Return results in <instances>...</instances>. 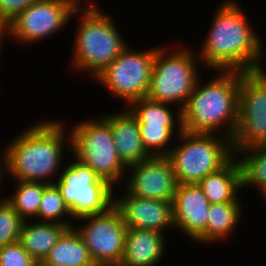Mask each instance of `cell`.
I'll return each mask as SVG.
<instances>
[{"mask_svg":"<svg viewBox=\"0 0 266 266\" xmlns=\"http://www.w3.org/2000/svg\"><path fill=\"white\" fill-rule=\"evenodd\" d=\"M163 233L150 229L127 228L119 266H156L166 252ZM159 262V263H158Z\"/></svg>","mask_w":266,"mask_h":266,"instance_id":"obj_17","label":"cell"},{"mask_svg":"<svg viewBox=\"0 0 266 266\" xmlns=\"http://www.w3.org/2000/svg\"><path fill=\"white\" fill-rule=\"evenodd\" d=\"M237 108L238 125L232 139L234 155L243 149L265 147L266 89L250 72H242Z\"/></svg>","mask_w":266,"mask_h":266,"instance_id":"obj_12","label":"cell"},{"mask_svg":"<svg viewBox=\"0 0 266 266\" xmlns=\"http://www.w3.org/2000/svg\"><path fill=\"white\" fill-rule=\"evenodd\" d=\"M24 220L5 200H0V247L18 242Z\"/></svg>","mask_w":266,"mask_h":266,"instance_id":"obj_27","label":"cell"},{"mask_svg":"<svg viewBox=\"0 0 266 266\" xmlns=\"http://www.w3.org/2000/svg\"><path fill=\"white\" fill-rule=\"evenodd\" d=\"M262 198H264L265 199V201L264 202H266V193L263 195V197Z\"/></svg>","mask_w":266,"mask_h":266,"instance_id":"obj_34","label":"cell"},{"mask_svg":"<svg viewBox=\"0 0 266 266\" xmlns=\"http://www.w3.org/2000/svg\"><path fill=\"white\" fill-rule=\"evenodd\" d=\"M17 185L15 192L5 200L14 208V210L25 221L27 219H36L39 204L42 198L44 187L43 182H32L15 180ZM33 217V218H32Z\"/></svg>","mask_w":266,"mask_h":266,"instance_id":"obj_24","label":"cell"},{"mask_svg":"<svg viewBox=\"0 0 266 266\" xmlns=\"http://www.w3.org/2000/svg\"><path fill=\"white\" fill-rule=\"evenodd\" d=\"M22 224L18 242L34 260H43L68 228L52 222H28Z\"/></svg>","mask_w":266,"mask_h":266,"instance_id":"obj_19","label":"cell"},{"mask_svg":"<svg viewBox=\"0 0 266 266\" xmlns=\"http://www.w3.org/2000/svg\"><path fill=\"white\" fill-rule=\"evenodd\" d=\"M209 206L198 184H179L172 201L174 227L189 239L206 244Z\"/></svg>","mask_w":266,"mask_h":266,"instance_id":"obj_14","label":"cell"},{"mask_svg":"<svg viewBox=\"0 0 266 266\" xmlns=\"http://www.w3.org/2000/svg\"><path fill=\"white\" fill-rule=\"evenodd\" d=\"M157 49L133 51L127 46L95 79L129 106L147 95Z\"/></svg>","mask_w":266,"mask_h":266,"instance_id":"obj_9","label":"cell"},{"mask_svg":"<svg viewBox=\"0 0 266 266\" xmlns=\"http://www.w3.org/2000/svg\"><path fill=\"white\" fill-rule=\"evenodd\" d=\"M34 261L19 242L0 247V266H33Z\"/></svg>","mask_w":266,"mask_h":266,"instance_id":"obj_28","label":"cell"},{"mask_svg":"<svg viewBox=\"0 0 266 266\" xmlns=\"http://www.w3.org/2000/svg\"><path fill=\"white\" fill-rule=\"evenodd\" d=\"M88 1L85 7L79 6L82 16L79 27L76 28L72 62L76 70H85L95 78L127 47V44L114 25V20H111L112 16L101 12L102 9L99 5L96 6L94 0Z\"/></svg>","mask_w":266,"mask_h":266,"instance_id":"obj_4","label":"cell"},{"mask_svg":"<svg viewBox=\"0 0 266 266\" xmlns=\"http://www.w3.org/2000/svg\"><path fill=\"white\" fill-rule=\"evenodd\" d=\"M220 4L197 56L205 68L215 72H249L262 61V40L236 0H224Z\"/></svg>","mask_w":266,"mask_h":266,"instance_id":"obj_1","label":"cell"},{"mask_svg":"<svg viewBox=\"0 0 266 266\" xmlns=\"http://www.w3.org/2000/svg\"><path fill=\"white\" fill-rule=\"evenodd\" d=\"M69 216L71 219L73 215L64 202L60 190L55 183L47 184L44 187L42 198L39 204L38 214L36 221L43 220V222H52L65 225L68 228L73 227L68 221H65L64 216Z\"/></svg>","mask_w":266,"mask_h":266,"instance_id":"obj_25","label":"cell"},{"mask_svg":"<svg viewBox=\"0 0 266 266\" xmlns=\"http://www.w3.org/2000/svg\"><path fill=\"white\" fill-rule=\"evenodd\" d=\"M242 171V188L255 186L263 196L266 193V146L240 150L236 156Z\"/></svg>","mask_w":266,"mask_h":266,"instance_id":"obj_23","label":"cell"},{"mask_svg":"<svg viewBox=\"0 0 266 266\" xmlns=\"http://www.w3.org/2000/svg\"><path fill=\"white\" fill-rule=\"evenodd\" d=\"M170 106L172 105L145 97L132 102L128 109L136 117L138 124H148V126L182 125L181 111L176 109L175 114Z\"/></svg>","mask_w":266,"mask_h":266,"instance_id":"obj_22","label":"cell"},{"mask_svg":"<svg viewBox=\"0 0 266 266\" xmlns=\"http://www.w3.org/2000/svg\"><path fill=\"white\" fill-rule=\"evenodd\" d=\"M236 157L197 183L210 204L240 202L237 192L242 189V171L239 158Z\"/></svg>","mask_w":266,"mask_h":266,"instance_id":"obj_18","label":"cell"},{"mask_svg":"<svg viewBox=\"0 0 266 266\" xmlns=\"http://www.w3.org/2000/svg\"><path fill=\"white\" fill-rule=\"evenodd\" d=\"M11 36V27H10V21L6 18H3L0 16V53L2 54V42H4L5 36Z\"/></svg>","mask_w":266,"mask_h":266,"instance_id":"obj_31","label":"cell"},{"mask_svg":"<svg viewBox=\"0 0 266 266\" xmlns=\"http://www.w3.org/2000/svg\"><path fill=\"white\" fill-rule=\"evenodd\" d=\"M77 219L86 220L85 224L73 227L86 243L96 266H119L127 234L120 210L112 205L106 212Z\"/></svg>","mask_w":266,"mask_h":266,"instance_id":"obj_10","label":"cell"},{"mask_svg":"<svg viewBox=\"0 0 266 266\" xmlns=\"http://www.w3.org/2000/svg\"><path fill=\"white\" fill-rule=\"evenodd\" d=\"M70 136L75 158L111 186L121 181L127 166L116 151L111 126L102 116L78 122L72 127Z\"/></svg>","mask_w":266,"mask_h":266,"instance_id":"obj_7","label":"cell"},{"mask_svg":"<svg viewBox=\"0 0 266 266\" xmlns=\"http://www.w3.org/2000/svg\"><path fill=\"white\" fill-rule=\"evenodd\" d=\"M58 175L55 184L73 218L100 214L114 205V186L101 179L89 166L77 158Z\"/></svg>","mask_w":266,"mask_h":266,"instance_id":"obj_8","label":"cell"},{"mask_svg":"<svg viewBox=\"0 0 266 266\" xmlns=\"http://www.w3.org/2000/svg\"><path fill=\"white\" fill-rule=\"evenodd\" d=\"M0 162H1V160H0ZM3 175V164H2V162L0 163V185H1V181L3 182V180L1 179V178H3L4 177V175Z\"/></svg>","mask_w":266,"mask_h":266,"instance_id":"obj_33","label":"cell"},{"mask_svg":"<svg viewBox=\"0 0 266 266\" xmlns=\"http://www.w3.org/2000/svg\"><path fill=\"white\" fill-rule=\"evenodd\" d=\"M241 202L210 204L207 217V243L226 240L238 226L242 212Z\"/></svg>","mask_w":266,"mask_h":266,"instance_id":"obj_21","label":"cell"},{"mask_svg":"<svg viewBox=\"0 0 266 266\" xmlns=\"http://www.w3.org/2000/svg\"><path fill=\"white\" fill-rule=\"evenodd\" d=\"M35 0H0V16L11 21Z\"/></svg>","mask_w":266,"mask_h":266,"instance_id":"obj_29","label":"cell"},{"mask_svg":"<svg viewBox=\"0 0 266 266\" xmlns=\"http://www.w3.org/2000/svg\"><path fill=\"white\" fill-rule=\"evenodd\" d=\"M63 125L41 120L10 141L3 152V174L8 171L14 180L55 183L51 178L60 170L65 143L71 152L70 132L66 134Z\"/></svg>","mask_w":266,"mask_h":266,"instance_id":"obj_2","label":"cell"},{"mask_svg":"<svg viewBox=\"0 0 266 266\" xmlns=\"http://www.w3.org/2000/svg\"><path fill=\"white\" fill-rule=\"evenodd\" d=\"M140 138L146 151L151 156H167L172 148L169 147L173 136L177 131L182 130V125L177 126H148V124H138ZM175 131V132H174Z\"/></svg>","mask_w":266,"mask_h":266,"instance_id":"obj_26","label":"cell"},{"mask_svg":"<svg viewBox=\"0 0 266 266\" xmlns=\"http://www.w3.org/2000/svg\"><path fill=\"white\" fill-rule=\"evenodd\" d=\"M102 117L111 126L116 151L126 166L151 157L140 138L138 121L129 109Z\"/></svg>","mask_w":266,"mask_h":266,"instance_id":"obj_16","label":"cell"},{"mask_svg":"<svg viewBox=\"0 0 266 266\" xmlns=\"http://www.w3.org/2000/svg\"><path fill=\"white\" fill-rule=\"evenodd\" d=\"M169 53L168 48L156 51L146 98L156 102L178 105L180 111L195 88L199 78L197 51L187 47ZM170 54V55H169ZM198 72V73H197Z\"/></svg>","mask_w":266,"mask_h":266,"instance_id":"obj_6","label":"cell"},{"mask_svg":"<svg viewBox=\"0 0 266 266\" xmlns=\"http://www.w3.org/2000/svg\"><path fill=\"white\" fill-rule=\"evenodd\" d=\"M59 266H96L74 227L67 228L45 258Z\"/></svg>","mask_w":266,"mask_h":266,"instance_id":"obj_20","label":"cell"},{"mask_svg":"<svg viewBox=\"0 0 266 266\" xmlns=\"http://www.w3.org/2000/svg\"><path fill=\"white\" fill-rule=\"evenodd\" d=\"M33 266H59V265L53 264L43 259V260H35Z\"/></svg>","mask_w":266,"mask_h":266,"instance_id":"obj_32","label":"cell"},{"mask_svg":"<svg viewBox=\"0 0 266 266\" xmlns=\"http://www.w3.org/2000/svg\"><path fill=\"white\" fill-rule=\"evenodd\" d=\"M126 170L129 176L125 188L129 195L173 201L179 184L167 156H151L142 162L127 166Z\"/></svg>","mask_w":266,"mask_h":266,"instance_id":"obj_13","label":"cell"},{"mask_svg":"<svg viewBox=\"0 0 266 266\" xmlns=\"http://www.w3.org/2000/svg\"><path fill=\"white\" fill-rule=\"evenodd\" d=\"M222 135L221 132L191 133L185 130L177 133L180 145L176 148L172 146L167 157L178 184H197L208 174L220 170L235 156L232 140Z\"/></svg>","mask_w":266,"mask_h":266,"instance_id":"obj_5","label":"cell"},{"mask_svg":"<svg viewBox=\"0 0 266 266\" xmlns=\"http://www.w3.org/2000/svg\"><path fill=\"white\" fill-rule=\"evenodd\" d=\"M262 62H259L256 66L250 69V73L263 85L266 89V70L264 65H261ZM265 70V71H264Z\"/></svg>","mask_w":266,"mask_h":266,"instance_id":"obj_30","label":"cell"},{"mask_svg":"<svg viewBox=\"0 0 266 266\" xmlns=\"http://www.w3.org/2000/svg\"><path fill=\"white\" fill-rule=\"evenodd\" d=\"M127 228L150 229L164 233L174 228L172 202L141 198L128 193L114 199Z\"/></svg>","mask_w":266,"mask_h":266,"instance_id":"obj_15","label":"cell"},{"mask_svg":"<svg viewBox=\"0 0 266 266\" xmlns=\"http://www.w3.org/2000/svg\"><path fill=\"white\" fill-rule=\"evenodd\" d=\"M79 0H35L10 21L11 36L21 44L36 43L64 28L79 12Z\"/></svg>","mask_w":266,"mask_h":266,"instance_id":"obj_11","label":"cell"},{"mask_svg":"<svg viewBox=\"0 0 266 266\" xmlns=\"http://www.w3.org/2000/svg\"><path fill=\"white\" fill-rule=\"evenodd\" d=\"M212 81L198 79L194 90L181 110L182 130L191 133L224 131L233 139L238 125V91L242 71L219 70ZM223 125V126H222Z\"/></svg>","mask_w":266,"mask_h":266,"instance_id":"obj_3","label":"cell"}]
</instances>
